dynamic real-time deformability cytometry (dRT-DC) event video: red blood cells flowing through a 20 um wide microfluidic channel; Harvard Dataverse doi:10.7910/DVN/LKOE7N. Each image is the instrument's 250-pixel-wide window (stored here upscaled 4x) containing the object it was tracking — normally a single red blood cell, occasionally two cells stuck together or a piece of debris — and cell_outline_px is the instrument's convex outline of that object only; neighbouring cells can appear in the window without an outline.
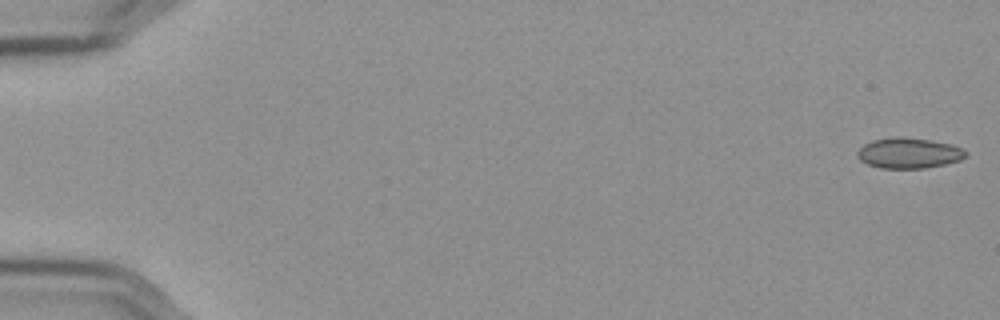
{"species": "Egyptian fruit bat (a non-hibernating species)", "species_latin": "Rousettus aegyptiacus", "temperature_condition": "cold", "stored_images_in_passage": 55, "camera_frame_rate_fps": 3000, "um_per_image_px": 0.085, "frame": {"image": 1, "passage_image": 1, "time_ms": 0.0, "image_size_px": [1000, 320], "cell_outline_px": [[968, 152], [960, 160], [944, 164], [924, 168], [880, 168], [868, 164], [860, 160], [856, 156], [856, 152], [864, 144], [872, 140], [896, 136], [900, 136], [932, 140], [952, 144]], "centroid_in_image_um": [77.22, 13.0], "position_along_channel_um": 7.8, "area_um2": 19.31}}
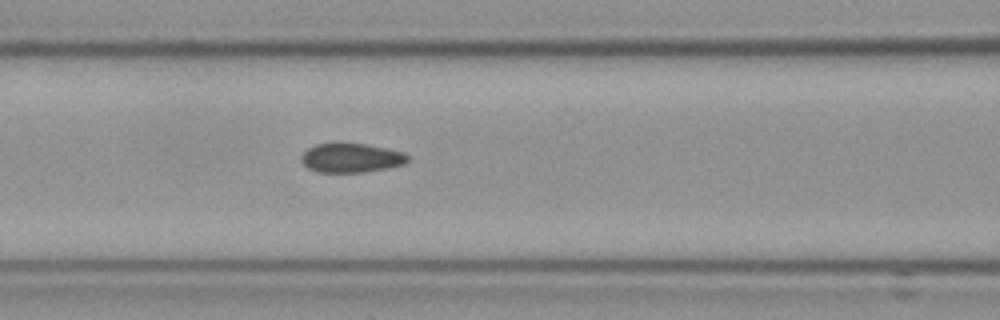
{"frame": {"image": 2, "passage_image": 25, "time_ms": 8.0, "image_size_px": [1000, 320], "cell_outline_px": [[408, 160], [404, 164], [388, 168], [364, 172], [320, 172], [308, 168], [300, 160], [300, 156], [308, 148], [316, 144], [364, 144], [404, 152], [408, 156]], "centroid_in_image_um": [29.84, 13.43], "position_along_channel_um": 136.8, "area_um2": 17.86}}
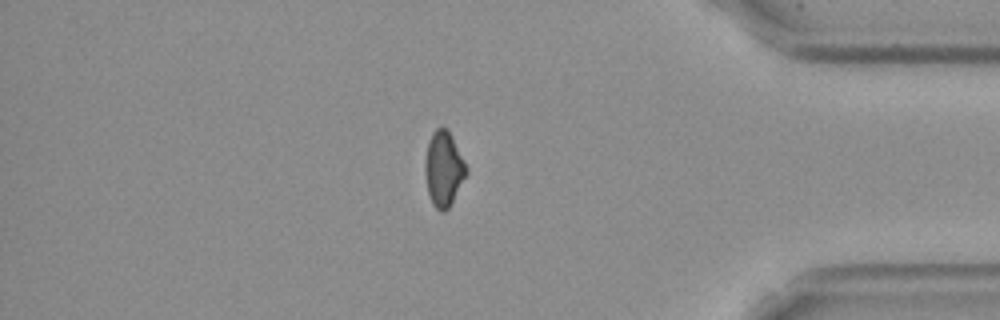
{"frame": {"image": 3, "passage_image": 49, "time_ms": 16.0, "image_size_px": [1000, 320], "cell_outline_px": [[468, 172], [448, 208], [444, 212], [440, 212], [432, 204], [428, 192], [424, 168], [424, 164], [428, 144], [432, 132], [440, 124], [448, 128], [468, 168]], "centroid_in_image_um": [37.71, 14.31], "position_along_channel_um": 397.5, "area_um2": 18.09}}